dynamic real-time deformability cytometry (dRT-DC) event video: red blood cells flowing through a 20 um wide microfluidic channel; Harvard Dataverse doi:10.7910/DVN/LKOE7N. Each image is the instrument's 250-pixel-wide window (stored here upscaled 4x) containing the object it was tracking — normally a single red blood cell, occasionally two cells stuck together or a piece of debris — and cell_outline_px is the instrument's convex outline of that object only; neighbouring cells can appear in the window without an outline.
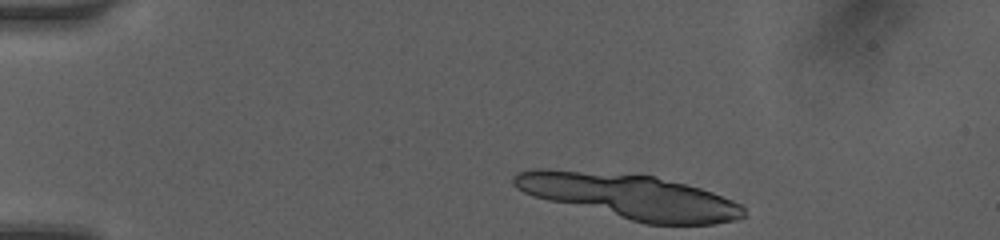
{"species": "human", "species_latin": "Homo sapiens", "temperature_condition": "room temperature", "stored_images_in_passage": 9, "camera_frame_rate_fps": 3000, "um_per_image_px": 0.085, "donor": {"sex": "female"}, "frame": {"image": 1, "passage_image": 1, "time_ms": 0.0, "image_size_px": [1000, 240], "cell_outline_px": [[744, 216], [736, 220], [716, 224], [644, 224], [532, 196], [516, 188], [512, 184], [512, 176], [516, 172], [536, 168], [544, 168], [652, 176], [700, 188], [712, 192], [744, 204]], "centroid_in_image_um": [53.52, 16.7], "position_along_channel_um": 31.5, "area_um2": 59.82}}